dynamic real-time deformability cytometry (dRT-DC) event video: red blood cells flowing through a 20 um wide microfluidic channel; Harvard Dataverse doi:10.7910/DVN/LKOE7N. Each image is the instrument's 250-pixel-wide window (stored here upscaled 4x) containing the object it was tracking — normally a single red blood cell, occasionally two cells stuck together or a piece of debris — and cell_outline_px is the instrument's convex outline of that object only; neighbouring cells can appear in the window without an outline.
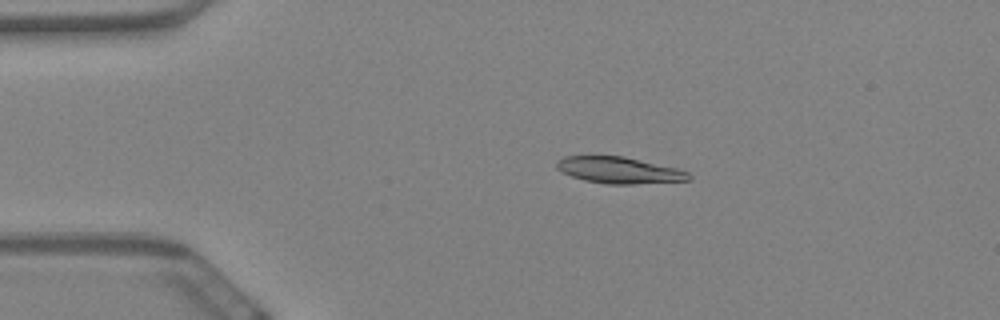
{"species": "Egyptian fruit bat (a non-hibernating species)", "species_latin": "Rousettus aegyptiacus", "temperature_condition": "warm", "stored_images_in_passage": 59, "camera_frame_rate_fps": 3000, "um_per_image_px": 0.085, "animal": {"sex": "female"}, "frame": {"image": 1, "passage_image": 12, "time_ms": 3.667, "image_size_px": [1000, 320], "cell_outline_px": [[692, 180], [632, 184], [604, 184], [584, 180], [560, 172], [556, 168], [556, 160], [564, 156], [624, 156], [676, 168], [688, 172], [692, 176]], "centroid_in_image_um": [52.6, 14.47], "position_along_channel_um": 32.4, "area_um2": 20.46}}
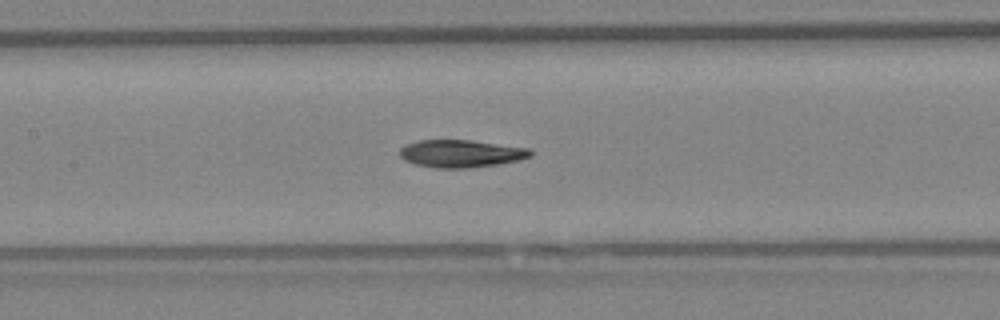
{"frame": {"image": 2, "passage_image": 28, "time_ms": 9.0, "image_size_px": [1000, 320], "cell_outline_px": [[532, 156], [520, 160], [500, 164], [468, 168], [436, 168], [416, 164], [404, 160], [400, 156], [400, 148], [408, 144], [420, 140], [472, 140], [528, 148], [532, 152]], "centroid_in_image_um": [39.21, 13.06], "position_along_channel_um": 168.2, "area_um2": 20.98}}
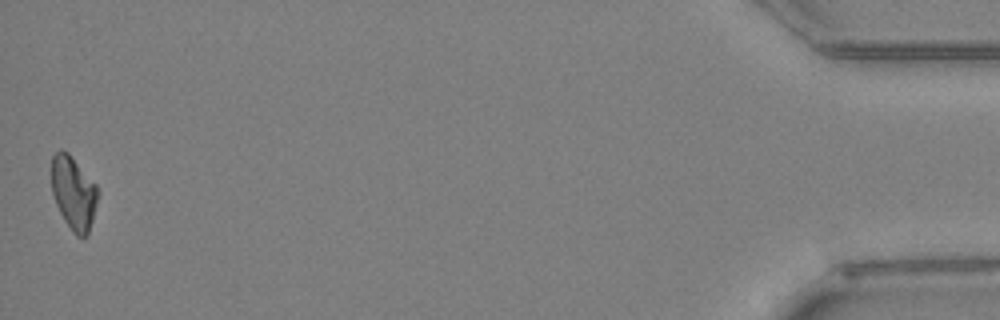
{"frame": {"image": 3, "passage_image": 59, "time_ms": 19.333, "image_size_px": [1000, 320], "cell_outline_px": [[100, 192], [88, 236], [76, 236], [72, 232], [64, 220], [56, 204], [52, 192], [52, 156], [60, 148], [68, 152], [96, 184]], "centroid_in_image_um": [6.27, 16.4], "position_along_channel_um": 428.9, "area_um2": 19.94}, "authors_computed_cell_mechanics": {"area_um2": 20.7502, "velocity_mm_per_s": 3.4397, "shape_relaxation_time_tau1_ms": null, "shape_relaxation_time_tau2_ms": 9.6699, "deformation_change_tau1": null, "deformation_change_tau2": 0.1578}}